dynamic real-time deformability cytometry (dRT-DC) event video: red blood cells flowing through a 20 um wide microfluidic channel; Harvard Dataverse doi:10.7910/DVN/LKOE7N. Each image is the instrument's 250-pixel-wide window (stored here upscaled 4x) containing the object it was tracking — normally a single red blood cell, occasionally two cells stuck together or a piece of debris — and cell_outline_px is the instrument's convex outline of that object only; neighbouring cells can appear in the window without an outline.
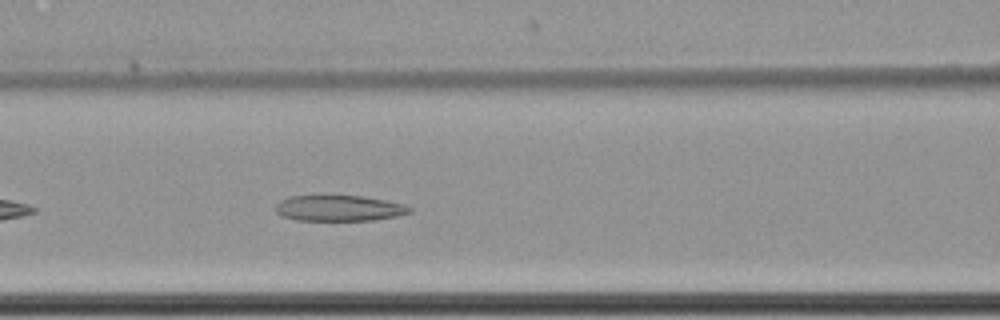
{"species": "common noctule bat (a hibernating species)", "species_latin": "Nyctalus noctula", "temperature_condition": "cold", "stored_images_in_passage": 42, "camera_frame_rate_fps": 3000, "um_per_image_px": 0.085, "animal": {"sex": "female", "body_mass_g": 22.7, "forearm_length_mm": 54.2}, "frame": {"image": 1, "passage_image": 9, "time_ms": 2.667, "image_size_px": [1000, 320], "cell_outline_px": [[412, 212], [396, 216], [372, 220], [296, 220], [284, 216], [276, 212], [276, 204], [280, 200], [292, 196], [360, 196], [388, 200], [404, 204], [412, 208]], "centroid_in_image_um": [28.85, 17.69], "position_along_channel_um": 137.7, "area_um2": 20.0}}
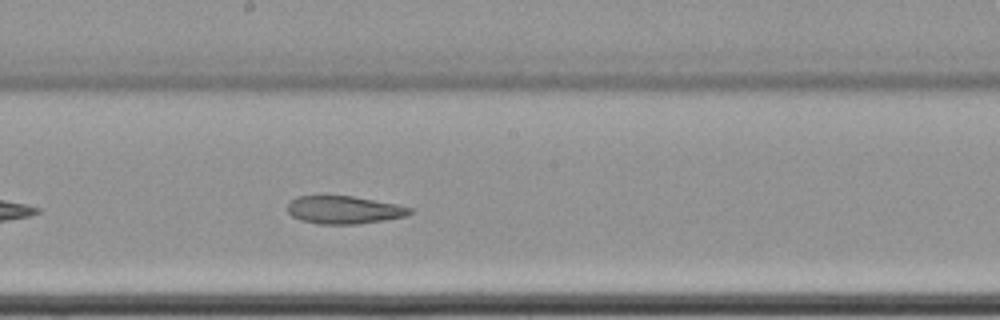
{"frame": {"image": 2, "passage_image": 16, "time_ms": 5.0, "image_size_px": [1000, 320], "cell_outline_px": [[412, 212], [408, 216], [384, 220], [356, 224], [320, 224], [300, 220], [292, 216], [288, 212], [288, 204], [296, 196], [352, 196], [396, 204], [412, 208]], "centroid_in_image_um": [29.25, 17.84], "position_along_channel_um": 219.0, "area_um2": 19.77}}
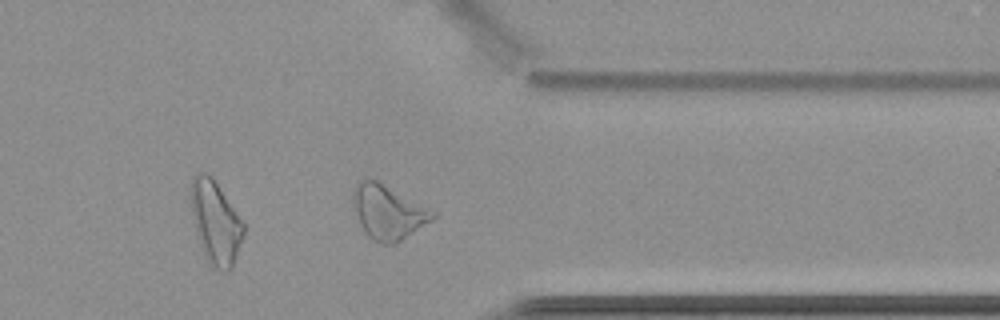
{"frame": {"image": 3, "passage_image": 30, "time_ms": 9.667, "image_size_px": [1000, 320], "cell_outline_px": [[436, 216], [432, 220], [396, 244], [380, 244], [372, 240], [364, 232], [360, 224], [352, 200], [352, 192], [356, 184], [360, 180], [376, 180], [436, 212]], "centroid_in_image_um": [32.97, 18.06], "position_along_channel_um": 378.4, "area_um2": 24.85}, "authors_computed_cell_mechanics": {"area_um2": 22.5131, "velocity_mm_per_s": 3.4867, "shape_relaxation_time_tau1_ms": null, "shape_relaxation_time_tau2_ms": 8.2019, "deformation_change_tau1": null, "deformation_change_tau2": 0.176}}